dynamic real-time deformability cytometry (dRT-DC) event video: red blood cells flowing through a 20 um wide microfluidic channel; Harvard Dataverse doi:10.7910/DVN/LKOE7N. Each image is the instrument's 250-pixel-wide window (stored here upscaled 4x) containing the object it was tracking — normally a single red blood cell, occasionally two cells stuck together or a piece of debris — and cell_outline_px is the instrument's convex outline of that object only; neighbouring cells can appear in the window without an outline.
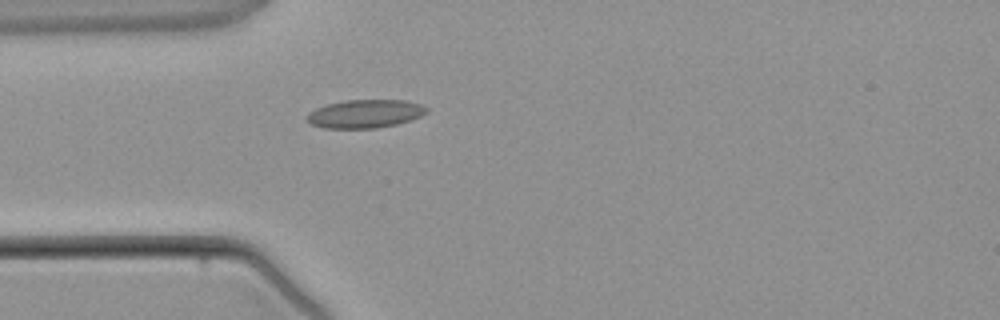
{"species": "common noctule bat (a hibernating species)", "species_latin": "Nyctalus noctula", "temperature_condition": "warm", "stored_images_in_passage": 3, "camera_frame_rate_fps": 3000, "um_per_image_px": 0.085, "animal": {"sex": "male", "body_mass_g": 21.5, "forearm_length_mm": 52.0}, "frame": {"image": 1, "passage_image": 3, "time_ms": 2.333, "image_size_px": [1000, 320], "cell_outline_px": [[428, 112], [412, 120], [396, 124], [376, 128], [324, 128], [312, 124], [308, 120], [308, 112], [316, 108], [328, 104], [344, 100], [404, 100], [420, 104], [428, 108]], "centroid_in_image_um": [31.06, 9.67], "position_along_channel_um": 53.9, "area_um2": 19.65}}